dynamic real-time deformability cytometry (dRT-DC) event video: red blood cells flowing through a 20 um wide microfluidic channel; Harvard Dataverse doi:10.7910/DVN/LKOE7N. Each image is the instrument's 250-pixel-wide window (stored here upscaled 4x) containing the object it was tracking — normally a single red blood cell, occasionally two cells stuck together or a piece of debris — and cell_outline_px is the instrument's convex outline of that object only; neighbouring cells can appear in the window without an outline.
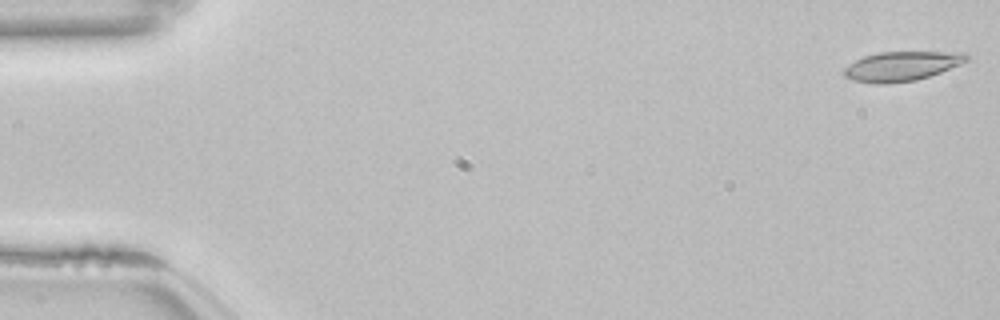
{"species": "common noctule bat (a hibernating species)", "species_latin": "Nyctalus noctula", "temperature_condition": "room temperature", "stored_images_in_passage": 53, "camera_frame_rate_fps": 3000, "um_per_image_px": 0.085, "animal": {"sex": "female", "body_mass_g": 22.7, "forearm_length_mm": 54.2}, "frame": {"image": 1, "passage_image": 1, "time_ms": 0.0, "image_size_px": [1000, 320], "cell_outline_px": [[968, 60], [960, 64], [940, 72], [916, 80], [884, 84], [876, 84], [852, 80], [844, 76], [844, 68], [848, 64], [864, 56], [880, 52], [964, 52], [968, 56]], "centroid_in_image_um": [76.61, 5.62], "position_along_channel_um": 8.4, "area_um2": 20.92}}
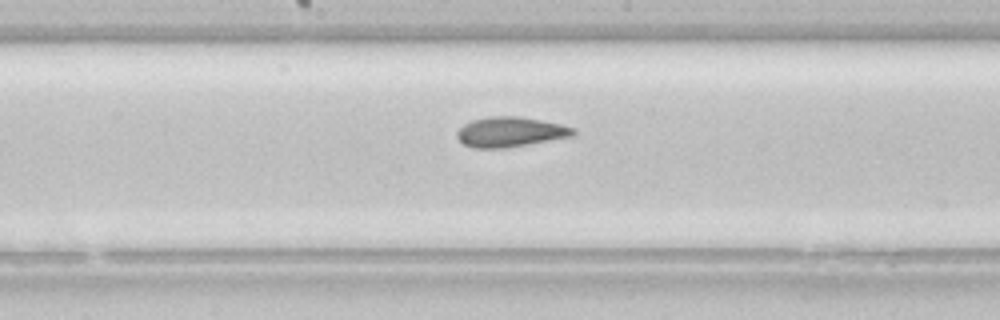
{"frame": {"image": 2, "passage_image": 28, "time_ms": 9.0, "image_size_px": [1000, 320], "cell_outline_px": [[576, 136], [508, 148], [472, 148], [464, 144], [456, 136], [456, 132], [464, 124], [472, 120], [492, 116], [520, 116], [560, 124], [576, 128]], "centroid_in_image_um": [43.42, 11.22], "position_along_channel_um": 204.8, "area_um2": 20.58}}
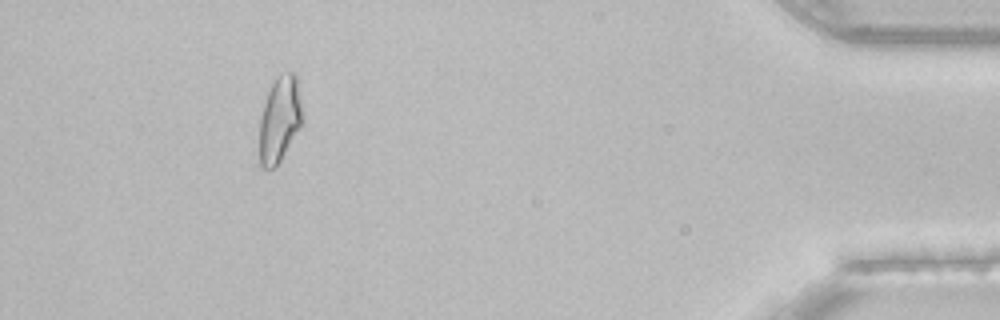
{"frame": {"image": 3, "passage_image": 49, "time_ms": 16.0, "image_size_px": [1000, 320], "cell_outline_px": [[304, 120], [300, 128], [276, 168], [268, 172], [260, 164], [260, 116], [268, 92], [276, 76], [280, 72], [296, 72], [304, 112]], "centroid_in_image_um": [23.81, 10.13], "position_along_channel_um": 411.4, "area_um2": 22.14}, "authors_computed_cell_mechanics": {"area_um2": 20.9236, "velocity_mm_per_s": 3.8416, "shape_relaxation_time_tau1_ms": null, "shape_relaxation_time_tau2_ms": 2.5644, "deformation_change_tau1": null, "deformation_change_tau2": 0.0875}}